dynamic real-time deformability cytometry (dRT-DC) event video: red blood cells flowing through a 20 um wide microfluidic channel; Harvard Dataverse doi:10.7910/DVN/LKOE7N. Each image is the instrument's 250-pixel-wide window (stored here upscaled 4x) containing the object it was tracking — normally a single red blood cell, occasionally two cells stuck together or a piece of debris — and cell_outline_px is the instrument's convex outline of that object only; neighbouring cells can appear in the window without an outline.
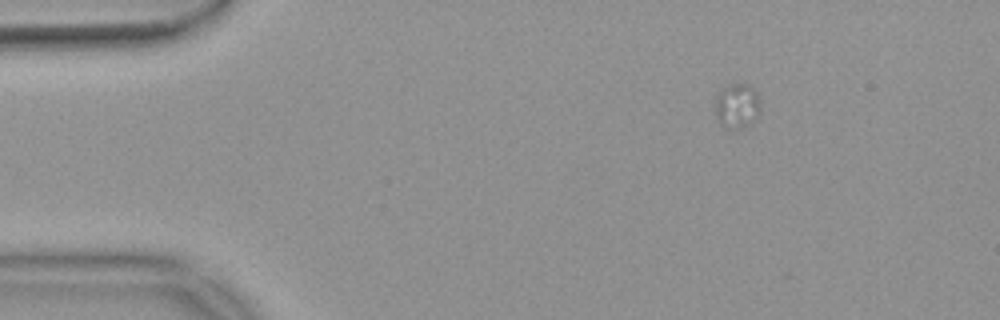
{"species": "common noctule bat (a hibernating species)", "species_latin": "Nyctalus noctula", "temperature_condition": "warm", "stored_images_in_passage": 2, "camera_frame_rate_fps": 3000, "um_per_image_px": 0.085, "animal": {"sex": "female", "body_mass_g": 18.4}, "frame": {"image": 1, "passage_image": 1, "time_ms": 0.0, "image_size_px": [1000, 320], "cell_outline_px": [[760, 112], [748, 124], [740, 128], [724, 128], [720, 124], [716, 116], [716, 96], [720, 88], [732, 84], [748, 84], [756, 92], [760, 100]], "centroid_in_image_um": [62.63, 8.98], "position_along_channel_um": 22.4, "area_um2": 11.73}}